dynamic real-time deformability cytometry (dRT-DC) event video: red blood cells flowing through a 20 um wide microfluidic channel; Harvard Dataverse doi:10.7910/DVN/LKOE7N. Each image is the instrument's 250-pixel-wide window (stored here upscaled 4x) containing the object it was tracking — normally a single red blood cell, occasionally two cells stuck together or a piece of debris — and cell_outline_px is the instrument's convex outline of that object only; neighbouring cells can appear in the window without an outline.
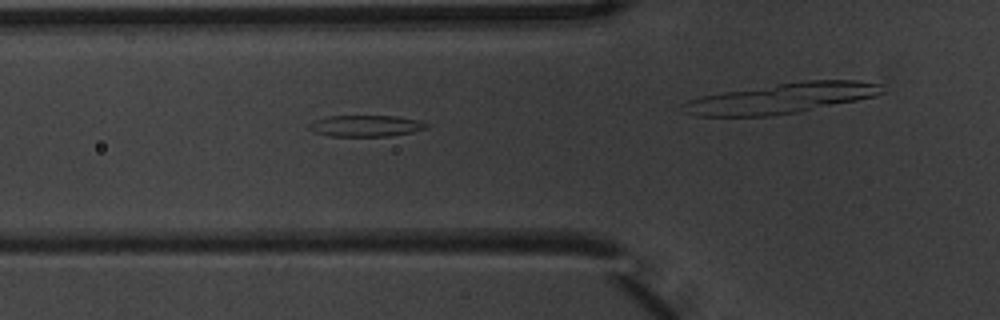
{"species": "common noctule bat (a hibernating species)", "species_latin": "Nyctalus noctula", "temperature_condition": "warm", "stored_images_in_passage": 5, "camera_frame_rate_fps": 3000, "um_per_image_px": 0.085, "animal": {"sex": "male", "body_mass_g": 20.1, "forearm_length_mm": 53.5}, "frame": {"image": 1, "passage_image": 4, "time_ms": 1.0, "image_size_px": [1000, 320], "cell_outline_px": [[428, 128], [412, 132], [388, 136], [328, 136], [316, 132], [308, 128], [308, 124], [312, 120], [328, 116], [396, 116], [420, 120], [428, 124]], "centroid_in_image_um": [31.08, 10.69], "position_along_channel_um": 94.7, "area_um2": 14.68}}